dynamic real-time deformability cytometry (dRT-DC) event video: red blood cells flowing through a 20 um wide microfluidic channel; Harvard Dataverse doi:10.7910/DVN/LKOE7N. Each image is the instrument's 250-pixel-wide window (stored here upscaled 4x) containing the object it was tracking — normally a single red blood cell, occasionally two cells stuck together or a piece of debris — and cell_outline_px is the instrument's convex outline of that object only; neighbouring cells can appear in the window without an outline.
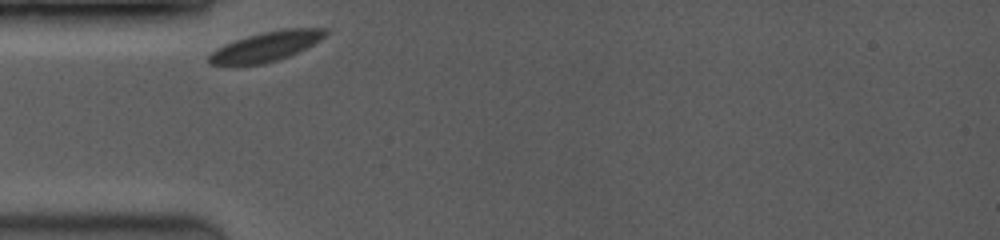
{"species": "common noctule bat (a hibernating species)", "species_latin": "Nyctalus noctula", "temperature_condition": "room temperature", "stored_images_in_passage": 33, "camera_frame_rate_fps": 3500, "um_per_image_px": 0.085, "animal": {"sex": "female", "body_mass_g": 19.0, "forearm_length_mm": 53.3}, "frame": {"image": 1, "passage_image": 1, "time_ms": 0.0, "image_size_px": [1000, 240], "cell_outline_px": [[328, 32], [320, 40], [288, 56], [264, 64], [232, 68], [208, 64], [208, 56], [216, 48], [224, 44], [248, 36], [264, 32], [284, 28], [328, 28]], "centroid_in_image_um": [22.52, 4.0], "position_along_channel_um": 62.5, "area_um2": 20.52}}
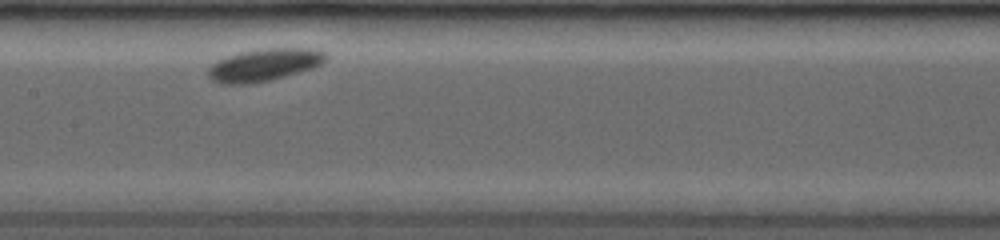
{"frame": {"image": 2, "passage_image": 13, "time_ms": 3.429, "image_size_px": [1000, 240], "cell_outline_px": [[328, 60], [312, 68], [272, 80], [248, 84], [220, 84], [212, 80], [208, 76], [208, 68], [216, 60], [240, 52], [268, 48], [312, 48], [324, 52], [328, 56]], "centroid_in_image_um": [22.45, 5.52], "position_along_channel_um": 184.9, "area_um2": 22.31}}
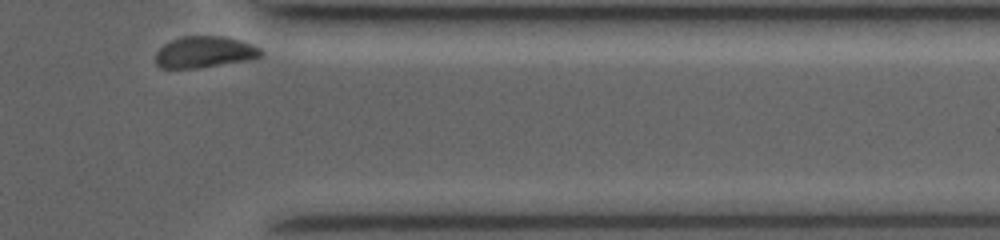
{"frame": {"image": 3, "passage_image": 33, "time_ms": 9.143, "image_size_px": [1000, 240], "cell_outline_px": [[264, 52], [260, 56], [248, 60], [196, 68], [160, 68], [156, 64], [156, 52], [164, 44], [172, 40], [184, 36], [220, 36], [240, 40], [252, 44], [260, 48]], "centroid_in_image_um": [17.38, 4.42], "position_along_channel_um": 394.0, "area_um2": 19.13}, "authors_computed_cell_mechanics": {"area_um2": 20.23, "velocity_mm_per_s": 3.6443, "shape_relaxation_time_tau1_ms": 0.8468, "shape_relaxation_time_tau2_ms": null, "deformation_change_tau1": 0.0331, "deformation_change_tau2": null}}